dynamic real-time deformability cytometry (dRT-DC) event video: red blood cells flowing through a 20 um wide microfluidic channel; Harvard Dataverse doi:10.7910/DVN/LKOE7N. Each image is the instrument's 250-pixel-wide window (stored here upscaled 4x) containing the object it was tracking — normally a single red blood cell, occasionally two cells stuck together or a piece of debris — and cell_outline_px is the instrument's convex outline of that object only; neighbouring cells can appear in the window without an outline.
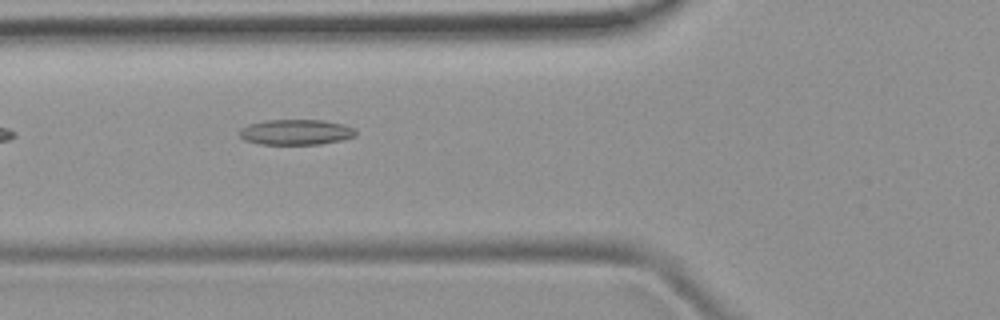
{"species": "common noctule bat (a hibernating species)", "species_latin": "Nyctalus noctula", "temperature_condition": "room temperature", "stored_images_in_passage": 6, "camera_frame_rate_fps": 3000, "um_per_image_px": 0.085, "animal": {"sex": "female", "body_mass_g": 19.9}, "frame": {"image": 1, "passage_image": 3, "time_ms": 0.667, "image_size_px": [1000, 320], "cell_outline_px": [[356, 136], [344, 140], [320, 144], [260, 144], [244, 140], [240, 136], [240, 128], [248, 124], [264, 120], [324, 120], [344, 124], [352, 128], [356, 132]], "centroid_in_image_um": [25.16, 11.23], "position_along_channel_um": 100.6, "area_um2": 17.34}}